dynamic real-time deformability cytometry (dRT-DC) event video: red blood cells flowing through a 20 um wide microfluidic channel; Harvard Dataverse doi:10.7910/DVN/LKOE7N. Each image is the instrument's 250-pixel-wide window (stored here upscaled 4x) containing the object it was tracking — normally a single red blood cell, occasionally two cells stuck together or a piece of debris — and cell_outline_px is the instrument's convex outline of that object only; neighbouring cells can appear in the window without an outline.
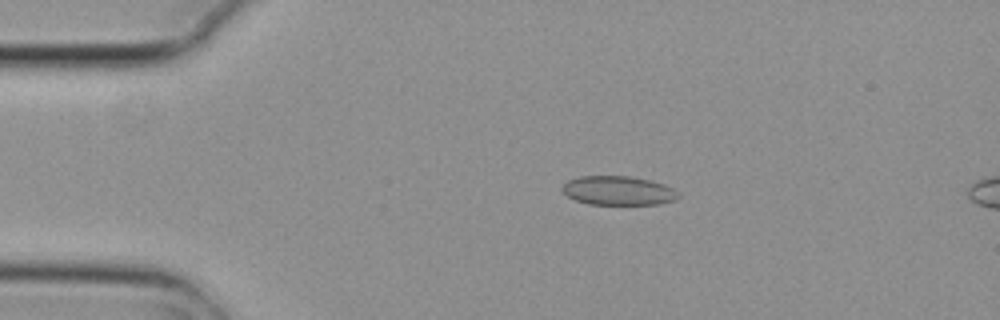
{"species": "common noctule bat (a hibernating species)", "species_latin": "Nyctalus noctula", "temperature_condition": "cold", "stored_images_in_passage": 5, "camera_frame_rate_fps": 3000, "um_per_image_px": 0.085, "animal": {"sex": "female", "body_mass_g": 29.2, "forearm_length_mm": 56.3}, "frame": {"image": 1, "passage_image": 3, "time_ms": 0.667, "image_size_px": [1000, 320], "cell_outline_px": [[680, 196], [676, 200], [660, 204], [588, 204], [576, 200], [568, 196], [560, 188], [568, 180], [580, 176], [628, 176], [652, 180], [664, 184], [680, 192]], "centroid_in_image_um": [52.59, 16.2], "position_along_channel_um": 32.4, "area_um2": 19.77}}